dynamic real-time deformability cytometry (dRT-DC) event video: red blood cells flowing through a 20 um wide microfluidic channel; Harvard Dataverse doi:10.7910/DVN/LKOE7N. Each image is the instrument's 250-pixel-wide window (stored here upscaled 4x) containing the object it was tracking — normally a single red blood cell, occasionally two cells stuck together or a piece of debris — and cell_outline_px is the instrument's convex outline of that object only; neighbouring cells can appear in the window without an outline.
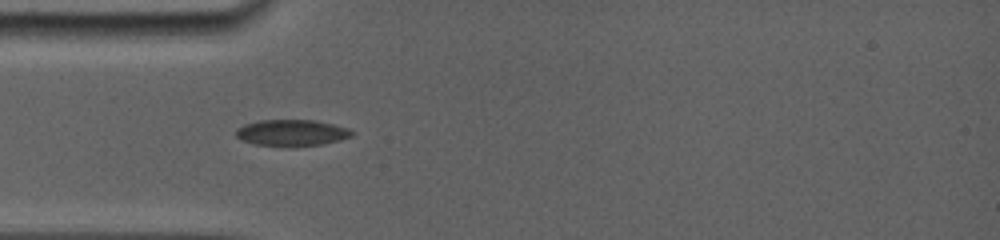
{"species": "common noctule bat (a hibernating species)", "species_latin": "Nyctalus noctula", "temperature_condition": "room temperature", "stored_images_in_passage": 80, "camera_frame_rate_fps": 5000, "um_per_image_px": 0.085, "animal": {"sex": "female", "body_mass_g": 19.0, "forearm_length_mm": 56.7}, "frame": {"image": 1, "passage_image": 1, "time_ms": 0.0, "image_size_px": [1000, 240], "cell_outline_px": [[352, 136], [340, 140], [320, 144], [288, 148], [252, 144], [236, 136], [236, 128], [244, 124], [260, 120], [316, 120], [348, 128], [352, 132]], "centroid_in_image_um": [24.76, 11.3], "position_along_channel_um": 60.2, "area_um2": 18.03}}
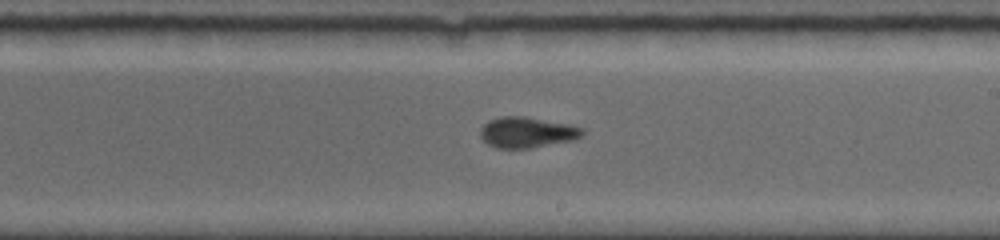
{"frame": {"image": 2, "passage_image": 33, "time_ms": 4.8, "image_size_px": [1000, 240], "cell_outline_px": [[584, 132], [580, 136], [572, 140], [532, 148], [496, 148], [488, 144], [480, 136], [480, 128], [488, 120], [500, 116], [524, 116], [568, 124], [584, 128]], "centroid_in_image_um": [44.76, 11.24], "position_along_channel_um": 244.2, "area_um2": 18.26}}
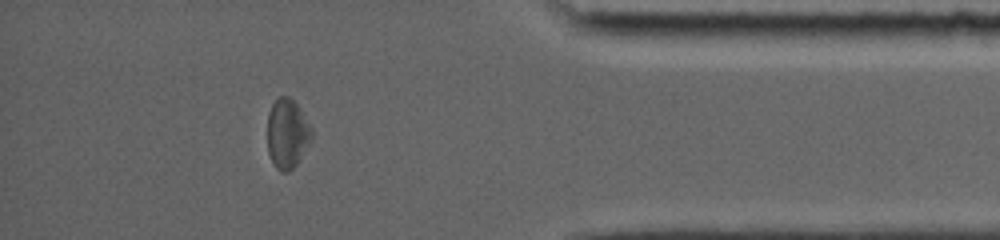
{"frame": {"image": 3, "passage_image": 66, "time_ms": 9.6, "image_size_px": [1000, 240], "cell_outline_px": [[312, 140], [300, 160], [288, 172], [280, 172], [276, 168], [268, 152], [268, 112], [272, 104], [280, 96], [288, 96], [300, 108], [312, 128]], "centroid_in_image_um": [24.43, 11.37], "position_along_channel_um": 410.8, "area_um2": 17.98}, "authors_computed_cell_mechanics": {"area_um2": 18.0625, "velocity_mm_per_s": 3.8602, "shape_relaxation_time_tau1_ms": null, "shape_relaxation_time_tau2_ms": 2.7437, "deformation_change_tau1": null, "deformation_change_tau2": 0.075}}